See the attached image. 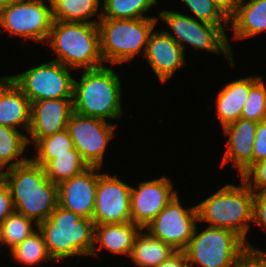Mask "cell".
<instances>
[{"instance_id": "17", "label": "cell", "mask_w": 266, "mask_h": 267, "mask_svg": "<svg viewBox=\"0 0 266 267\" xmlns=\"http://www.w3.org/2000/svg\"><path fill=\"white\" fill-rule=\"evenodd\" d=\"M144 56L161 83L167 82L179 67L186 65L184 50L164 31L151 32Z\"/></svg>"}, {"instance_id": "40", "label": "cell", "mask_w": 266, "mask_h": 267, "mask_svg": "<svg viewBox=\"0 0 266 267\" xmlns=\"http://www.w3.org/2000/svg\"><path fill=\"white\" fill-rule=\"evenodd\" d=\"M248 250L266 267V253L248 244Z\"/></svg>"}, {"instance_id": "21", "label": "cell", "mask_w": 266, "mask_h": 267, "mask_svg": "<svg viewBox=\"0 0 266 267\" xmlns=\"http://www.w3.org/2000/svg\"><path fill=\"white\" fill-rule=\"evenodd\" d=\"M140 227L133 222L95 225L94 247L91 255H97L95 243L100 245L98 249L105 248L111 253L131 255L134 239L140 231Z\"/></svg>"}, {"instance_id": "15", "label": "cell", "mask_w": 266, "mask_h": 267, "mask_svg": "<svg viewBox=\"0 0 266 267\" xmlns=\"http://www.w3.org/2000/svg\"><path fill=\"white\" fill-rule=\"evenodd\" d=\"M100 167H89L79 175L58 184V205L77 213L82 218L92 219Z\"/></svg>"}, {"instance_id": "3", "label": "cell", "mask_w": 266, "mask_h": 267, "mask_svg": "<svg viewBox=\"0 0 266 267\" xmlns=\"http://www.w3.org/2000/svg\"><path fill=\"white\" fill-rule=\"evenodd\" d=\"M79 80L73 82L75 113L103 120L122 117L121 81L112 68L83 70Z\"/></svg>"}, {"instance_id": "34", "label": "cell", "mask_w": 266, "mask_h": 267, "mask_svg": "<svg viewBox=\"0 0 266 267\" xmlns=\"http://www.w3.org/2000/svg\"><path fill=\"white\" fill-rule=\"evenodd\" d=\"M266 158V120L259 121L253 149V164Z\"/></svg>"}, {"instance_id": "4", "label": "cell", "mask_w": 266, "mask_h": 267, "mask_svg": "<svg viewBox=\"0 0 266 267\" xmlns=\"http://www.w3.org/2000/svg\"><path fill=\"white\" fill-rule=\"evenodd\" d=\"M52 259L91 255L95 224L92 219L57 206L48 219L37 225Z\"/></svg>"}, {"instance_id": "26", "label": "cell", "mask_w": 266, "mask_h": 267, "mask_svg": "<svg viewBox=\"0 0 266 267\" xmlns=\"http://www.w3.org/2000/svg\"><path fill=\"white\" fill-rule=\"evenodd\" d=\"M87 168L89 166L75 148L71 150V154L55 155V159L44 166L46 176L55 184L79 175Z\"/></svg>"}, {"instance_id": "10", "label": "cell", "mask_w": 266, "mask_h": 267, "mask_svg": "<svg viewBox=\"0 0 266 267\" xmlns=\"http://www.w3.org/2000/svg\"><path fill=\"white\" fill-rule=\"evenodd\" d=\"M52 23V7L43 0H10L0 17V25L9 35L38 42L47 41Z\"/></svg>"}, {"instance_id": "11", "label": "cell", "mask_w": 266, "mask_h": 267, "mask_svg": "<svg viewBox=\"0 0 266 267\" xmlns=\"http://www.w3.org/2000/svg\"><path fill=\"white\" fill-rule=\"evenodd\" d=\"M197 222V206L183 208L177 194L145 228L175 251H184Z\"/></svg>"}, {"instance_id": "32", "label": "cell", "mask_w": 266, "mask_h": 267, "mask_svg": "<svg viewBox=\"0 0 266 267\" xmlns=\"http://www.w3.org/2000/svg\"><path fill=\"white\" fill-rule=\"evenodd\" d=\"M197 17V20L218 26H228L229 19L212 0H182ZM224 23V24H223Z\"/></svg>"}, {"instance_id": "30", "label": "cell", "mask_w": 266, "mask_h": 267, "mask_svg": "<svg viewBox=\"0 0 266 267\" xmlns=\"http://www.w3.org/2000/svg\"><path fill=\"white\" fill-rule=\"evenodd\" d=\"M33 223L38 225L34 220L27 218L23 214L16 211L11 213L0 227L1 245H7L10 250L13 249L36 231L33 228Z\"/></svg>"}, {"instance_id": "16", "label": "cell", "mask_w": 266, "mask_h": 267, "mask_svg": "<svg viewBox=\"0 0 266 267\" xmlns=\"http://www.w3.org/2000/svg\"><path fill=\"white\" fill-rule=\"evenodd\" d=\"M73 110V99H46L31 103L28 144L67 129Z\"/></svg>"}, {"instance_id": "14", "label": "cell", "mask_w": 266, "mask_h": 267, "mask_svg": "<svg viewBox=\"0 0 266 267\" xmlns=\"http://www.w3.org/2000/svg\"><path fill=\"white\" fill-rule=\"evenodd\" d=\"M178 194L166 176L151 181L140 182L137 188L131 187V222L145 230V227Z\"/></svg>"}, {"instance_id": "31", "label": "cell", "mask_w": 266, "mask_h": 267, "mask_svg": "<svg viewBox=\"0 0 266 267\" xmlns=\"http://www.w3.org/2000/svg\"><path fill=\"white\" fill-rule=\"evenodd\" d=\"M262 79L251 86L241 118L255 122L266 120V86Z\"/></svg>"}, {"instance_id": "29", "label": "cell", "mask_w": 266, "mask_h": 267, "mask_svg": "<svg viewBox=\"0 0 266 267\" xmlns=\"http://www.w3.org/2000/svg\"><path fill=\"white\" fill-rule=\"evenodd\" d=\"M34 145L37 153L30 159L42 167L55 159V155L71 154V150L74 149L73 140L67 129L39 139Z\"/></svg>"}, {"instance_id": "28", "label": "cell", "mask_w": 266, "mask_h": 267, "mask_svg": "<svg viewBox=\"0 0 266 267\" xmlns=\"http://www.w3.org/2000/svg\"><path fill=\"white\" fill-rule=\"evenodd\" d=\"M14 260L25 265L35 266L42 261L53 260L45 244L43 235L37 227V231L25 238L20 244L10 250Z\"/></svg>"}, {"instance_id": "43", "label": "cell", "mask_w": 266, "mask_h": 267, "mask_svg": "<svg viewBox=\"0 0 266 267\" xmlns=\"http://www.w3.org/2000/svg\"><path fill=\"white\" fill-rule=\"evenodd\" d=\"M58 1L60 0H48V2L50 3L49 6L53 7Z\"/></svg>"}, {"instance_id": "9", "label": "cell", "mask_w": 266, "mask_h": 267, "mask_svg": "<svg viewBox=\"0 0 266 267\" xmlns=\"http://www.w3.org/2000/svg\"><path fill=\"white\" fill-rule=\"evenodd\" d=\"M8 77L31 103L46 99H73L74 78L58 61L52 60Z\"/></svg>"}, {"instance_id": "1", "label": "cell", "mask_w": 266, "mask_h": 267, "mask_svg": "<svg viewBox=\"0 0 266 267\" xmlns=\"http://www.w3.org/2000/svg\"><path fill=\"white\" fill-rule=\"evenodd\" d=\"M4 183L9 188L15 211L37 224L48 219L58 206V184L51 182L44 167L31 159L7 169Z\"/></svg>"}, {"instance_id": "5", "label": "cell", "mask_w": 266, "mask_h": 267, "mask_svg": "<svg viewBox=\"0 0 266 267\" xmlns=\"http://www.w3.org/2000/svg\"><path fill=\"white\" fill-rule=\"evenodd\" d=\"M241 186L224 185L215 194L197 206L198 221L209 222V226L235 232L244 241L253 221L254 193L242 180Z\"/></svg>"}, {"instance_id": "7", "label": "cell", "mask_w": 266, "mask_h": 267, "mask_svg": "<svg viewBox=\"0 0 266 267\" xmlns=\"http://www.w3.org/2000/svg\"><path fill=\"white\" fill-rule=\"evenodd\" d=\"M158 21L157 17L137 19H100V53L111 64L127 62L143 49Z\"/></svg>"}, {"instance_id": "33", "label": "cell", "mask_w": 266, "mask_h": 267, "mask_svg": "<svg viewBox=\"0 0 266 267\" xmlns=\"http://www.w3.org/2000/svg\"><path fill=\"white\" fill-rule=\"evenodd\" d=\"M241 180L244 181L253 193L266 192V158L252 164L241 175Z\"/></svg>"}, {"instance_id": "36", "label": "cell", "mask_w": 266, "mask_h": 267, "mask_svg": "<svg viewBox=\"0 0 266 267\" xmlns=\"http://www.w3.org/2000/svg\"><path fill=\"white\" fill-rule=\"evenodd\" d=\"M15 211L8 186L0 182V227L2 222Z\"/></svg>"}, {"instance_id": "42", "label": "cell", "mask_w": 266, "mask_h": 267, "mask_svg": "<svg viewBox=\"0 0 266 267\" xmlns=\"http://www.w3.org/2000/svg\"><path fill=\"white\" fill-rule=\"evenodd\" d=\"M2 169L4 168L0 164V182L4 181V177H5V172L2 171Z\"/></svg>"}, {"instance_id": "39", "label": "cell", "mask_w": 266, "mask_h": 267, "mask_svg": "<svg viewBox=\"0 0 266 267\" xmlns=\"http://www.w3.org/2000/svg\"><path fill=\"white\" fill-rule=\"evenodd\" d=\"M237 267H264V265L252 253H249Z\"/></svg>"}, {"instance_id": "20", "label": "cell", "mask_w": 266, "mask_h": 267, "mask_svg": "<svg viewBox=\"0 0 266 267\" xmlns=\"http://www.w3.org/2000/svg\"><path fill=\"white\" fill-rule=\"evenodd\" d=\"M259 78L260 76H249L234 80L218 93L216 114L223 128L241 118L251 86Z\"/></svg>"}, {"instance_id": "27", "label": "cell", "mask_w": 266, "mask_h": 267, "mask_svg": "<svg viewBox=\"0 0 266 267\" xmlns=\"http://www.w3.org/2000/svg\"><path fill=\"white\" fill-rule=\"evenodd\" d=\"M157 0H103V12L98 19H137L148 18L146 13Z\"/></svg>"}, {"instance_id": "19", "label": "cell", "mask_w": 266, "mask_h": 267, "mask_svg": "<svg viewBox=\"0 0 266 267\" xmlns=\"http://www.w3.org/2000/svg\"><path fill=\"white\" fill-rule=\"evenodd\" d=\"M31 102L8 77H0V125L30 129Z\"/></svg>"}, {"instance_id": "8", "label": "cell", "mask_w": 266, "mask_h": 267, "mask_svg": "<svg viewBox=\"0 0 266 267\" xmlns=\"http://www.w3.org/2000/svg\"><path fill=\"white\" fill-rule=\"evenodd\" d=\"M162 19L171 30L177 35L175 36L169 31H164L172 37L184 50V43H189L194 49H205L209 52L223 53L234 67L233 51L225 34L226 26H218L203 21H199L191 16H186L181 12L163 10L159 13Z\"/></svg>"}, {"instance_id": "23", "label": "cell", "mask_w": 266, "mask_h": 267, "mask_svg": "<svg viewBox=\"0 0 266 267\" xmlns=\"http://www.w3.org/2000/svg\"><path fill=\"white\" fill-rule=\"evenodd\" d=\"M174 252L170 245L140 229L134 239L130 258L139 267H156Z\"/></svg>"}, {"instance_id": "12", "label": "cell", "mask_w": 266, "mask_h": 267, "mask_svg": "<svg viewBox=\"0 0 266 267\" xmlns=\"http://www.w3.org/2000/svg\"><path fill=\"white\" fill-rule=\"evenodd\" d=\"M115 125L106 120L83 116L75 112L68 120L67 130L74 148L89 167H102L104 153L113 138Z\"/></svg>"}, {"instance_id": "2", "label": "cell", "mask_w": 266, "mask_h": 267, "mask_svg": "<svg viewBox=\"0 0 266 267\" xmlns=\"http://www.w3.org/2000/svg\"><path fill=\"white\" fill-rule=\"evenodd\" d=\"M47 44L67 68L92 70L102 67L98 24L53 20Z\"/></svg>"}, {"instance_id": "41", "label": "cell", "mask_w": 266, "mask_h": 267, "mask_svg": "<svg viewBox=\"0 0 266 267\" xmlns=\"http://www.w3.org/2000/svg\"><path fill=\"white\" fill-rule=\"evenodd\" d=\"M10 0H0V17L3 13V10L8 6Z\"/></svg>"}, {"instance_id": "22", "label": "cell", "mask_w": 266, "mask_h": 267, "mask_svg": "<svg viewBox=\"0 0 266 267\" xmlns=\"http://www.w3.org/2000/svg\"><path fill=\"white\" fill-rule=\"evenodd\" d=\"M240 0L235 14L229 19L233 38L241 40L266 31V0Z\"/></svg>"}, {"instance_id": "18", "label": "cell", "mask_w": 266, "mask_h": 267, "mask_svg": "<svg viewBox=\"0 0 266 267\" xmlns=\"http://www.w3.org/2000/svg\"><path fill=\"white\" fill-rule=\"evenodd\" d=\"M257 125L258 122L240 118L223 128L225 136H230L222 166L232 161V167H237L241 176L253 164Z\"/></svg>"}, {"instance_id": "13", "label": "cell", "mask_w": 266, "mask_h": 267, "mask_svg": "<svg viewBox=\"0 0 266 267\" xmlns=\"http://www.w3.org/2000/svg\"><path fill=\"white\" fill-rule=\"evenodd\" d=\"M131 187L116 176L99 174L92 218L95 225L131 221Z\"/></svg>"}, {"instance_id": "6", "label": "cell", "mask_w": 266, "mask_h": 267, "mask_svg": "<svg viewBox=\"0 0 266 267\" xmlns=\"http://www.w3.org/2000/svg\"><path fill=\"white\" fill-rule=\"evenodd\" d=\"M188 266L194 267H237L248 255V241L235 232L208 226L197 232L195 226L192 238L184 250Z\"/></svg>"}, {"instance_id": "38", "label": "cell", "mask_w": 266, "mask_h": 267, "mask_svg": "<svg viewBox=\"0 0 266 267\" xmlns=\"http://www.w3.org/2000/svg\"><path fill=\"white\" fill-rule=\"evenodd\" d=\"M219 10L230 19L236 11L240 0H212Z\"/></svg>"}, {"instance_id": "35", "label": "cell", "mask_w": 266, "mask_h": 267, "mask_svg": "<svg viewBox=\"0 0 266 267\" xmlns=\"http://www.w3.org/2000/svg\"><path fill=\"white\" fill-rule=\"evenodd\" d=\"M253 222L266 230V192H255L253 196Z\"/></svg>"}, {"instance_id": "25", "label": "cell", "mask_w": 266, "mask_h": 267, "mask_svg": "<svg viewBox=\"0 0 266 267\" xmlns=\"http://www.w3.org/2000/svg\"><path fill=\"white\" fill-rule=\"evenodd\" d=\"M26 145V135L12 127L0 125V164L3 168L9 169L26 163L29 158H18L25 151Z\"/></svg>"}, {"instance_id": "24", "label": "cell", "mask_w": 266, "mask_h": 267, "mask_svg": "<svg viewBox=\"0 0 266 267\" xmlns=\"http://www.w3.org/2000/svg\"><path fill=\"white\" fill-rule=\"evenodd\" d=\"M99 4V0H60L52 7L53 20L98 24L89 18L96 15Z\"/></svg>"}, {"instance_id": "37", "label": "cell", "mask_w": 266, "mask_h": 267, "mask_svg": "<svg viewBox=\"0 0 266 267\" xmlns=\"http://www.w3.org/2000/svg\"><path fill=\"white\" fill-rule=\"evenodd\" d=\"M156 267H189L186 253L184 251H176Z\"/></svg>"}]
</instances>
